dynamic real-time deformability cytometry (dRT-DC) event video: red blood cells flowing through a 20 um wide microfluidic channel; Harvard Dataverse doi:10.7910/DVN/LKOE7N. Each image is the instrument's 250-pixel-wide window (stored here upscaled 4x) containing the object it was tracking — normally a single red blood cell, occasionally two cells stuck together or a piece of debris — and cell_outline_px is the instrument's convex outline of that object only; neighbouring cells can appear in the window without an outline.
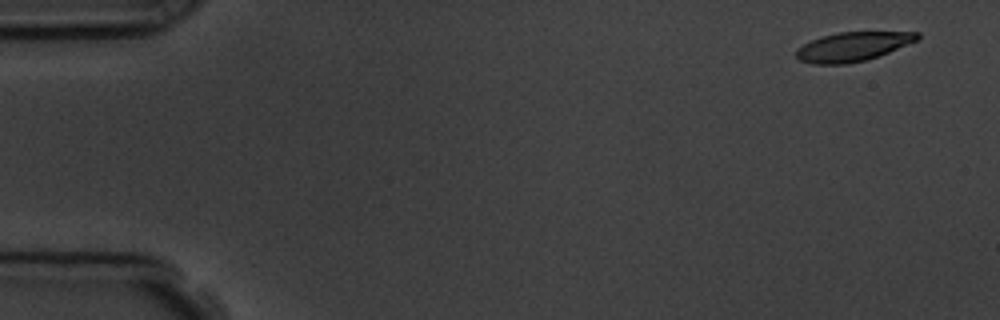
{"species": "common noctule bat (a hibernating species)", "species_latin": "Nyctalus noctula", "temperature_condition": "room temperature", "stored_images_in_passage": 4, "camera_frame_rate_fps": 3000, "um_per_image_px": 0.085, "animal": {"sex": "male", "body_mass_g": 19.5, "forearm_length_mm": 54.6}, "frame": {"image": 1, "passage_image": 1, "time_ms": 0.0, "image_size_px": [1000, 320], "cell_outline_px": [[920, 36], [916, 40], [888, 52], [864, 60], [844, 64], [812, 64], [800, 60], [796, 56], [796, 48], [812, 40], [824, 36], [840, 32], [920, 32]], "centroid_in_image_um": [72.44, 3.96], "position_along_channel_um": 12.6, "area_um2": 20.11}}
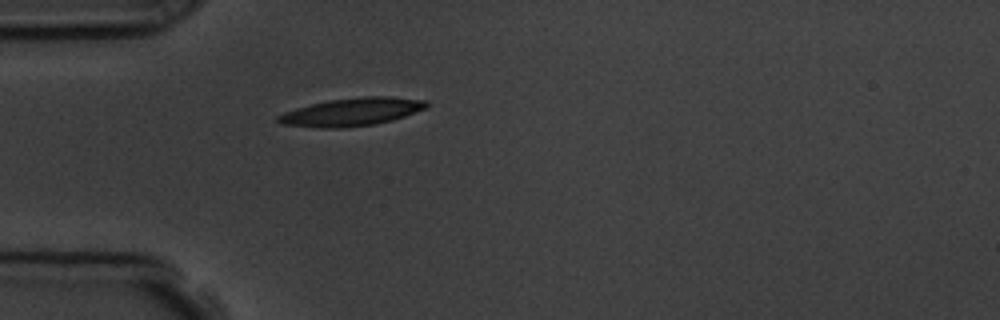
{"frame": {"image": 2, "passage_image": 4, "time_ms": 4.333, "image_size_px": [1000, 320], "cell_outline_px": [[428, 104], [424, 108], [404, 116], [392, 120], [372, 124], [344, 128], [320, 128], [280, 124], [276, 120], [276, 116], [284, 112], [296, 108], [328, 100], [364, 96], [388, 96], [424, 100]], "centroid_in_image_um": [29.83, 9.52], "position_along_channel_um": 55.2, "area_um2": 23.99}}